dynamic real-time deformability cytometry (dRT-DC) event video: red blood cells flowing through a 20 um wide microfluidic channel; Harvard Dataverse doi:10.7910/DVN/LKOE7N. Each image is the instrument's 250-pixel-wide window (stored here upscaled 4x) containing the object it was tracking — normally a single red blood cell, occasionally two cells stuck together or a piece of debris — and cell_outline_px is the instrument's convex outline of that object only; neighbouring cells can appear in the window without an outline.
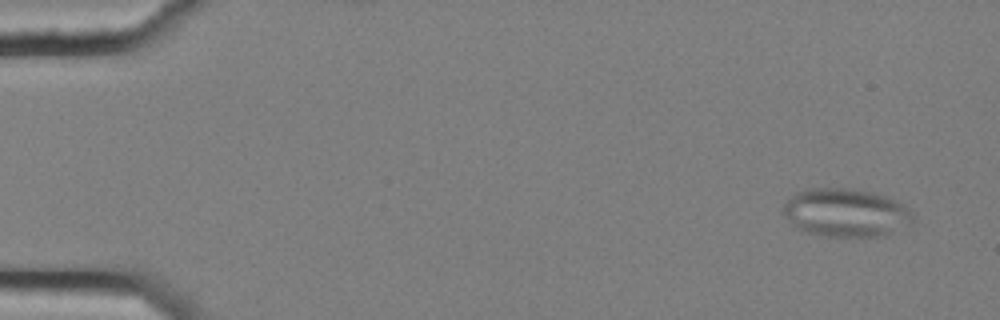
{"species": "common noctule bat (a hibernating species)", "species_latin": "Nyctalus noctula", "temperature_condition": "cold", "stored_images_in_passage": 5, "camera_frame_rate_fps": 3000, "um_per_image_px": 0.085, "animal": {"sex": "female", "body_mass_g": 25.1}, "frame": {"image": 1, "passage_image": 2, "time_ms": 0.333, "image_size_px": [1000, 320], "cell_outline_px": [[912, 220], [908, 224], [884, 236], [820, 236], [804, 232], [796, 228], [792, 224], [784, 212], [784, 204], [796, 192], [808, 188], [848, 188], [872, 192], [896, 200], [904, 204], [912, 212]], "centroid_in_image_um": [71.88, 18.08], "position_along_channel_um": 13.1, "area_um2": 36.3}}